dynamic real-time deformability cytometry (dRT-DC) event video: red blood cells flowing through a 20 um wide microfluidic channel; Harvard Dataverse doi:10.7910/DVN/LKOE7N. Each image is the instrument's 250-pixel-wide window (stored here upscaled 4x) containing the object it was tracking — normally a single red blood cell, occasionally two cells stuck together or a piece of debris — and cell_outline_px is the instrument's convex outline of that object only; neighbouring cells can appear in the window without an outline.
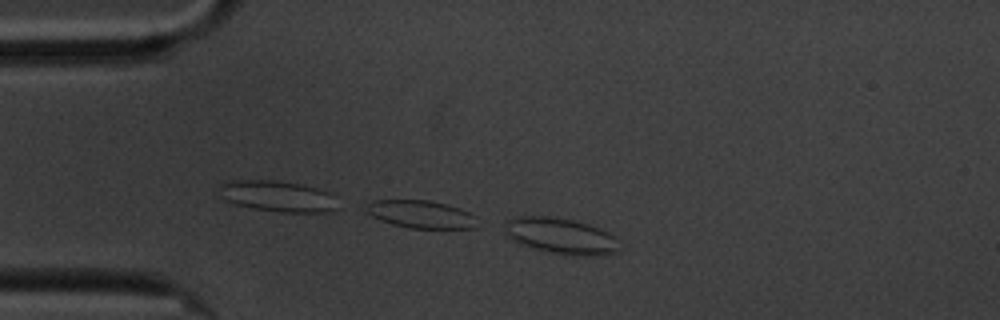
{"species": "common noctule bat (a hibernating species)", "species_latin": "Nyctalus noctula", "temperature_condition": "cold", "stored_images_in_passage": 7, "camera_frame_rate_fps": 3000, "um_per_image_px": 0.085, "animal": {"sex": "male", "body_mass_g": 20.1, "forearm_length_mm": 53.5}, "frame": {"image": 1, "passage_image": 7, "time_ms": 2.0, "image_size_px": [1000, 320], "cell_outline_px": [[616, 248], [612, 252], [552, 252], [520, 244], [512, 240], [504, 232], [504, 220], [516, 216], [548, 216], [572, 220], [588, 224], [608, 232], [616, 240]], "centroid_in_image_um": [47.46, 19.95], "position_along_channel_um": 37.5, "area_um2": 22.54}}